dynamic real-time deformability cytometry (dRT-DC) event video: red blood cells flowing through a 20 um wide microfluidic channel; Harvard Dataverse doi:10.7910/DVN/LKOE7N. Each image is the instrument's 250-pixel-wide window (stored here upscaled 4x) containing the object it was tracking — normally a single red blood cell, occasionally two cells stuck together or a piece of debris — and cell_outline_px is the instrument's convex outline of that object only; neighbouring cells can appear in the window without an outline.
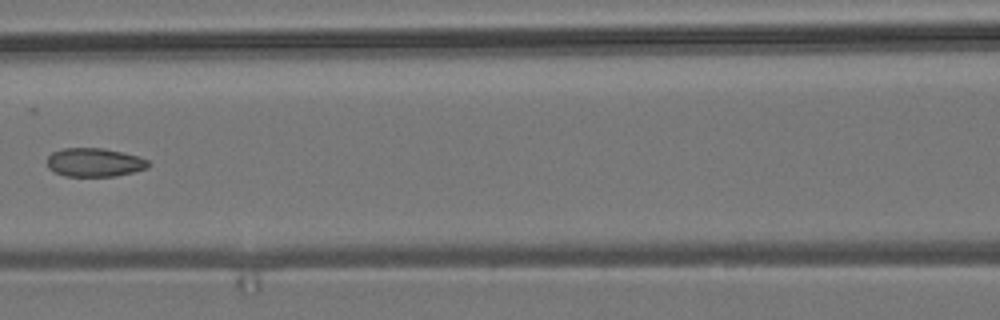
{"species": "common noctule bat (a hibernating species)", "species_latin": "Nyctalus noctula", "temperature_condition": "room temperature", "stored_images_in_passage": 6, "camera_frame_rate_fps": 3000, "um_per_image_px": 0.085, "animal": {"sex": "male", "body_mass_g": 19.2, "forearm_length_mm": 51.8}, "frame": {"image": 1, "passage_image": 5, "time_ms": 1.333, "image_size_px": [1000, 320], "cell_outline_px": [[148, 168], [116, 176], [64, 176], [48, 168], [48, 156], [52, 152], [64, 148], [104, 148], [124, 152], [140, 156], [148, 160]], "centroid_in_image_um": [8.05, 13.79], "position_along_channel_um": 158.6, "area_um2": 16.94}}
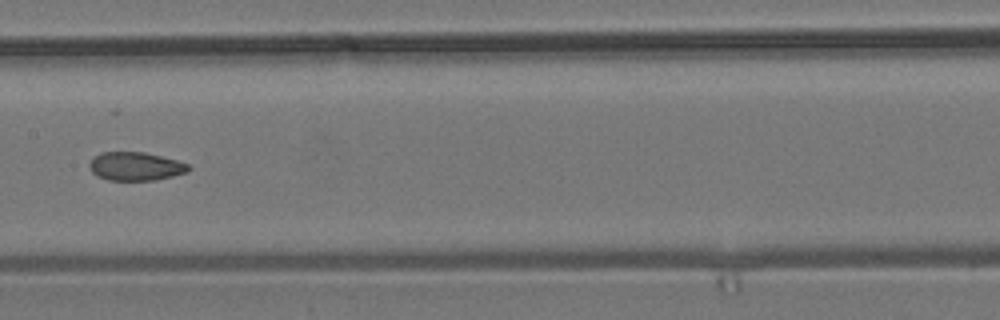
{"frame": {"image": 2, "passage_image": 6, "time_ms": 1.667, "image_size_px": [1000, 320], "cell_outline_px": [[192, 168], [188, 172], [156, 180], [108, 180], [96, 176], [92, 172], [88, 164], [92, 156], [100, 152], [144, 152], [176, 160], [188, 164]], "centroid_in_image_um": [11.49, 14.14], "position_along_channel_um": 195.9, "area_um2": 16.59}}